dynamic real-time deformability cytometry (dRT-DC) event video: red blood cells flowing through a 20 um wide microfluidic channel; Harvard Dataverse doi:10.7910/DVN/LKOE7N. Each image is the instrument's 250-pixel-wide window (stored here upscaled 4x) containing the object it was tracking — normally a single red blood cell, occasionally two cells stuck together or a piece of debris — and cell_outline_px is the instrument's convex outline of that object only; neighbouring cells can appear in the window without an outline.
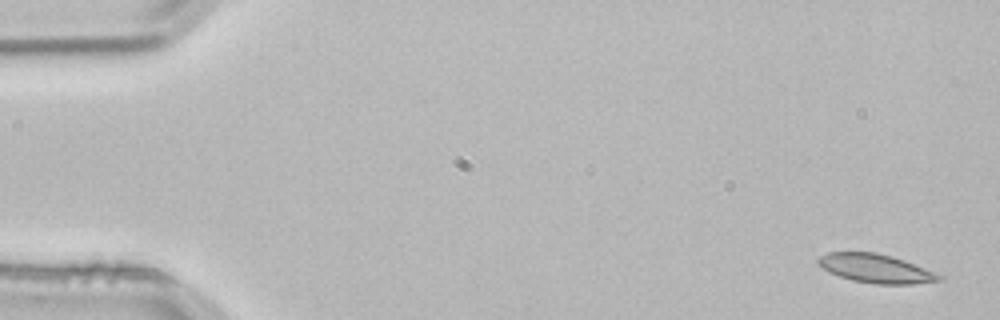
{"species": "common noctule bat (a hibernating species)", "species_latin": "Nyctalus noctula", "temperature_condition": "room temperature", "stored_images_in_passage": 3, "camera_frame_rate_fps": 3000, "um_per_image_px": 0.085, "animal": {"sex": "male", "body_mass_g": 21.5, "forearm_length_mm": 52.0}, "frame": {"image": 1, "passage_image": 1, "time_ms": 0.0, "image_size_px": [1000, 320], "cell_outline_px": [[944, 280], [912, 284], [876, 284], [852, 280], [828, 272], [816, 264], [816, 260], [820, 256], [828, 252], [876, 252], [892, 256], [904, 260], [944, 276]], "centroid_in_image_um": [74.42, 22.82], "position_along_channel_um": 10.6, "area_um2": 20.35}}